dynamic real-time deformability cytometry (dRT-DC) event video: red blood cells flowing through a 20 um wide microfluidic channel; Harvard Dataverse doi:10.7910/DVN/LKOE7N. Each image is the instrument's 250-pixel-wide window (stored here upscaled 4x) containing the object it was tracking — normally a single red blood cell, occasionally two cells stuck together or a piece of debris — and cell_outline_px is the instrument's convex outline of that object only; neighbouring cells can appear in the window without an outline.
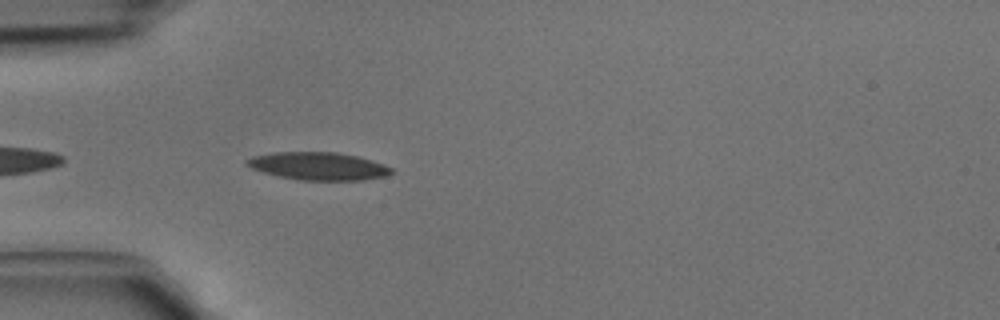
{"species": "common noctule bat (a hibernating species)", "species_latin": "Nyctalus noctula", "temperature_condition": "cold", "stored_images_in_passage": 4, "camera_frame_rate_fps": 3000, "um_per_image_px": 0.085, "animal": {"sex": "male", "body_mass_g": 15.6}, "frame": {"image": 1, "passage_image": 4, "time_ms": 1.0, "image_size_px": [1000, 320], "cell_outline_px": [[396, 172], [388, 176], [364, 180], [300, 180], [280, 176], [264, 172], [252, 168], [244, 164], [244, 160], [252, 156], [272, 152], [336, 152], [356, 156], [372, 160], [384, 164], [392, 168]], "centroid_in_image_um": [27.09, 14.12], "position_along_channel_um": 57.9, "area_um2": 23.58}}